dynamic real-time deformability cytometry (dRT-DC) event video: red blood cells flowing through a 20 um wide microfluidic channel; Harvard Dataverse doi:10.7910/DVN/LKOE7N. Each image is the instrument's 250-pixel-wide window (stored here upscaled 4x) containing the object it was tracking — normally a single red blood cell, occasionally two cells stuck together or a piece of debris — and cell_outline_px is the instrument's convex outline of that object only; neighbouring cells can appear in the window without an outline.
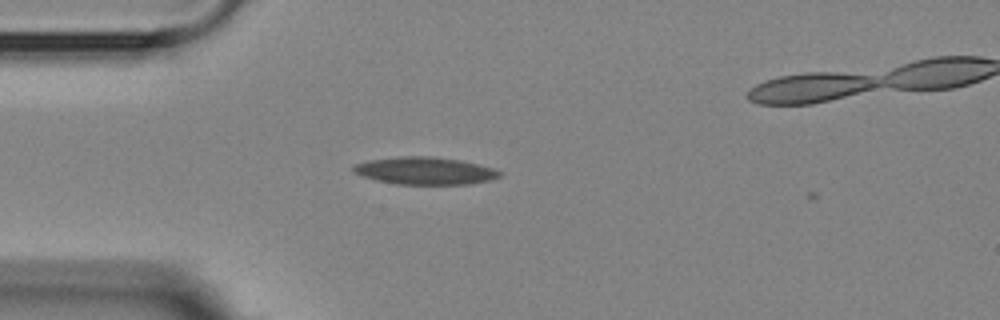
{"species": "Egyptian fruit bat (a non-hibernating species)", "species_latin": "Rousettus aegyptiacus", "temperature_condition": "room temperature", "stored_images_in_passage": 4, "camera_frame_rate_fps": 3000, "um_per_image_px": 0.085, "animal": {"sex": "female"}, "frame": {"image": 1, "passage_image": 2, "time_ms": 1.0, "image_size_px": [1000, 320], "cell_outline_px": [[504, 172], [500, 176], [488, 180], [468, 184], [396, 184], [364, 176], [352, 172], [352, 164], [368, 160], [400, 156], [432, 156], [460, 160], [480, 164]], "centroid_in_image_um": [36.11, 14.5], "position_along_channel_um": 48.9, "area_um2": 23.35}}